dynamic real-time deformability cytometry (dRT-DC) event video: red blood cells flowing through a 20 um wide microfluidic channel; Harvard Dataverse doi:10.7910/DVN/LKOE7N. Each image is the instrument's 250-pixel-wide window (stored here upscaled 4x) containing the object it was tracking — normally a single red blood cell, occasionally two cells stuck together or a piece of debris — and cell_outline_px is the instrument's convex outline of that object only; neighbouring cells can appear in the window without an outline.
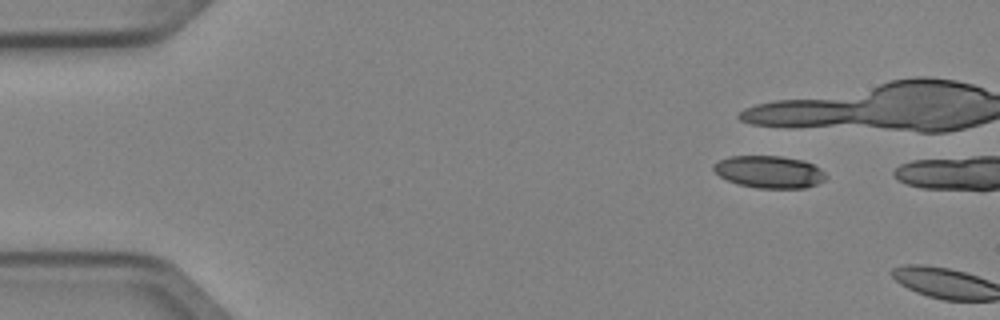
{"species": "Egyptian fruit bat (a non-hibernating species)", "species_latin": "Rousettus aegyptiacus", "temperature_condition": "cold", "stored_images_in_passage": 2, "camera_frame_rate_fps": 3000, "um_per_image_px": 0.085, "animal": {"sex": "female"}, "frame": {"image": 1, "passage_image": 1, "time_ms": 0.0, "image_size_px": [1000, 320], "cell_outline_px": [[828, 176], [824, 180], [816, 184], [804, 188], [756, 188], [736, 184], [720, 176], [712, 168], [712, 164], [728, 156], [780, 156], [804, 160], [820, 168]], "centroid_in_image_um": [65.38, 14.61], "position_along_channel_um": 19.6, "area_um2": 21.21}}